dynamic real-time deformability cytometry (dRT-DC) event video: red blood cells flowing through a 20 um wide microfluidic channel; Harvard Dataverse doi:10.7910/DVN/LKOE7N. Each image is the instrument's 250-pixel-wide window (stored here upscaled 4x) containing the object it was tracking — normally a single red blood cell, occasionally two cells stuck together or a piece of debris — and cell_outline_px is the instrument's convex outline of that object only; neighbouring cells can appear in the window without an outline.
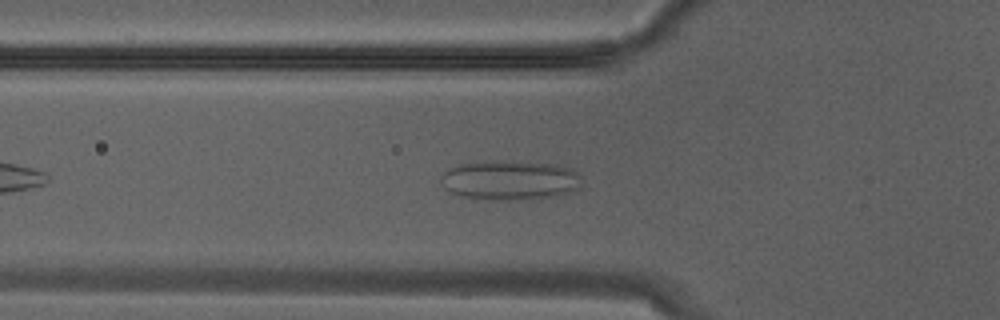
{"species": "Egyptian fruit bat (a non-hibernating species)", "species_latin": "Rousettus aegyptiacus", "temperature_condition": "warm", "stored_images_in_passage": 10, "camera_frame_rate_fps": 3000, "um_per_image_px": 0.085, "animal": {"sex": "male"}, "frame": {"image": 1, "passage_image": 4, "time_ms": 1.0, "image_size_px": [1000, 320], "cell_outline_px": [[580, 184], [572, 192], [556, 196], [528, 200], [488, 200], [460, 196], [448, 192], [440, 184], [440, 176], [448, 168], [460, 164], [484, 160], [500, 160], [556, 164], [572, 168], [580, 172]], "centroid_in_image_um": [43.31, 15.31], "position_along_channel_um": 82.5, "area_um2": 33.41}}